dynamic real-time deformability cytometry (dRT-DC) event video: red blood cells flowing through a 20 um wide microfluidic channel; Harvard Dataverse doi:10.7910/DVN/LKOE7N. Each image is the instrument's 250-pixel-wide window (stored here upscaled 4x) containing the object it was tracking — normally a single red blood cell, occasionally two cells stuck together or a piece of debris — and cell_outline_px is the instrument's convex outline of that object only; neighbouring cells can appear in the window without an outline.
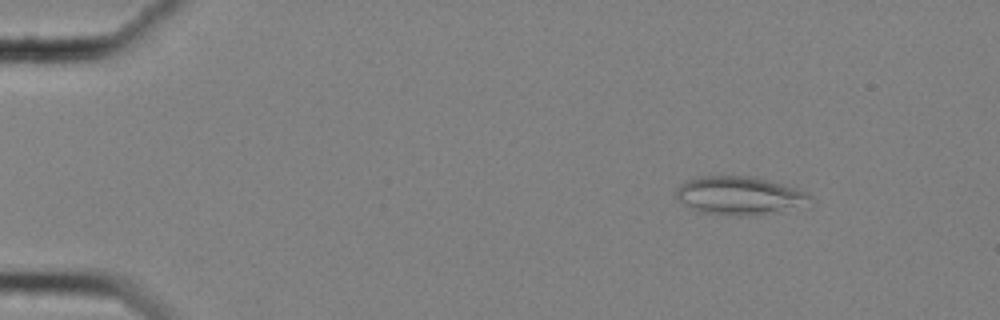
{"species": "common noctule bat (a hibernating species)", "species_latin": "Nyctalus noctula", "temperature_condition": "cold", "stored_images_in_passage": 57, "camera_frame_rate_fps": 3000, "um_per_image_px": 0.085, "animal": {"sex": "female", "body_mass_g": 25.1}, "frame": {"image": 1, "passage_image": 7, "time_ms": 2.0, "image_size_px": [1000, 320], "cell_outline_px": [[816, 200], [760, 216], [728, 216], [700, 212], [692, 208], [680, 200], [676, 196], [676, 188], [684, 180], [696, 176], [748, 176], [796, 188], [812, 196]], "centroid_in_image_um": [62.79, 16.63], "position_along_channel_um": 22.2, "area_um2": 29.71}}
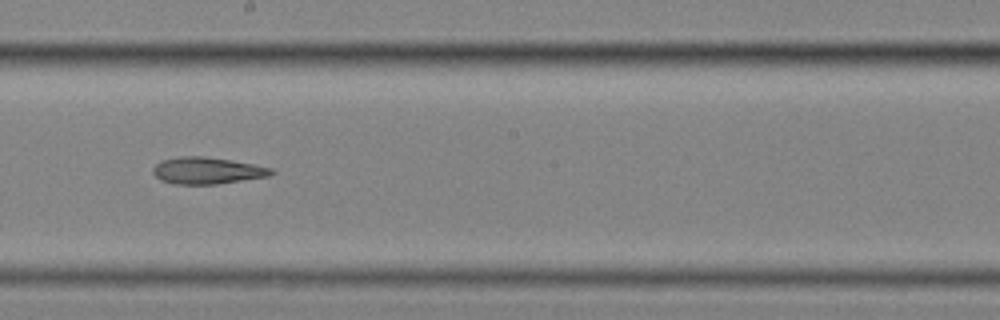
{"frame": {"image": 2, "passage_image": 33, "time_ms": 10.667, "image_size_px": [1000, 320], "cell_outline_px": [[276, 172], [268, 176], [216, 184], [172, 184], [160, 180], [152, 172], [152, 168], [160, 160], [180, 156], [204, 156], [252, 164], [272, 168]], "centroid_in_image_um": [17.55, 14.5], "position_along_channel_um": 230.6, "area_um2": 18.38}}
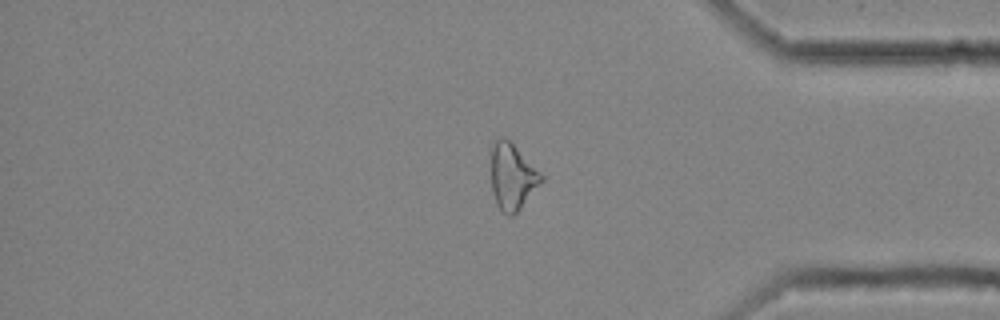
{"frame": {"image": 3, "passage_image": 48, "time_ms": 15.667, "image_size_px": [1000, 320], "cell_outline_px": [[544, 180], [520, 208], [512, 216], [508, 216], [496, 204], [492, 192], [492, 140], [500, 136], [504, 136], [544, 176]], "centroid_in_image_um": [43.53, 15.01], "position_along_channel_um": 391.7, "area_um2": 19.07}, "authors_computed_cell_mechanics": {"area_um2": 20.4612, "velocity_mm_per_s": 3.5265, "shape_relaxation_time_tau1_ms": null, "shape_relaxation_time_tau2_ms": 10.7921, "deformation_change_tau1": null, "deformation_change_tau2": 0.2364}}